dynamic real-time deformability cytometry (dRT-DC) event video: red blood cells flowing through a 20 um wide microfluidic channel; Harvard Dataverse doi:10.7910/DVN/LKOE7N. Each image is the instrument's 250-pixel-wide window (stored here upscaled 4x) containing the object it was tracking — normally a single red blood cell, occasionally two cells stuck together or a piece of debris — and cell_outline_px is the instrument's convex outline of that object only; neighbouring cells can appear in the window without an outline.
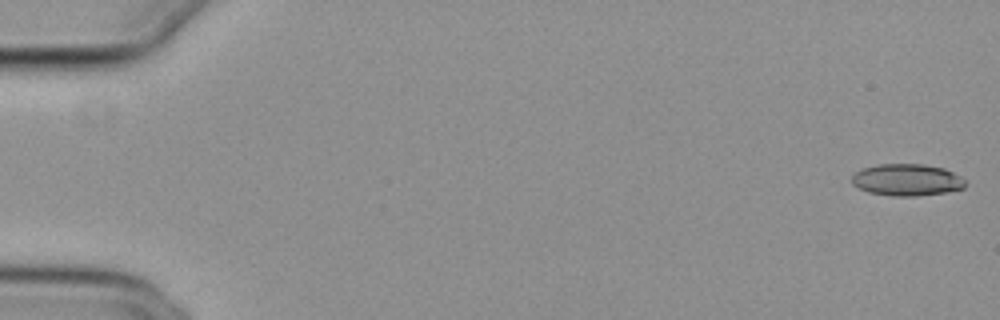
{"species": "common noctule bat (a hibernating species)", "species_latin": "Nyctalus noctula", "temperature_condition": "cold", "stored_images_in_passage": 54, "camera_frame_rate_fps": 3000, "um_per_image_px": 0.085, "animal": {"sex": "female", "body_mass_g": 29.2, "forearm_length_mm": 56.3}, "frame": {"image": 1, "passage_image": 1, "time_ms": 0.0, "image_size_px": [1000, 320], "cell_outline_px": [[964, 188], [944, 192], [916, 196], [892, 196], [868, 192], [852, 184], [852, 176], [856, 172], [864, 168], [880, 164], [924, 164], [944, 168], [960, 176], [964, 180]], "centroid_in_image_um": [77.07, 15.29], "position_along_channel_um": 7.9, "area_um2": 20.87}}
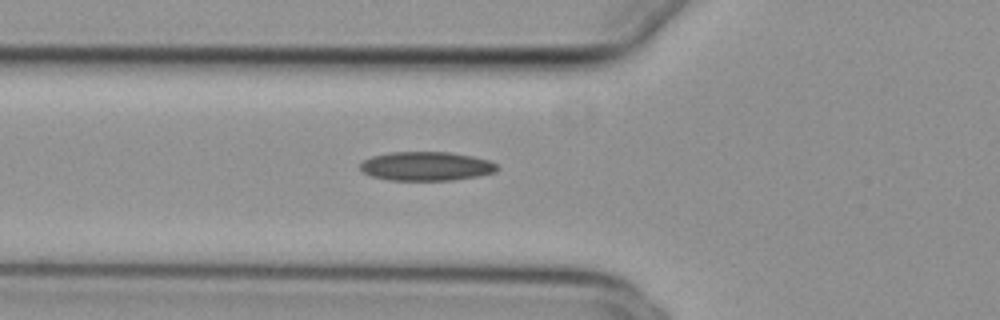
{"frame": {"image": 2, "passage_image": 20, "time_ms": 6.333, "image_size_px": [1000, 320], "cell_outline_px": [[500, 168], [496, 172], [476, 176], [452, 180], [388, 180], [372, 176], [364, 172], [360, 168], [360, 164], [364, 160], [372, 156], [388, 152], [448, 152], [472, 156], [488, 160], [496, 164]], "centroid_in_image_um": [36.23, 14.12], "position_along_channel_um": 89.6, "area_um2": 23.06}}
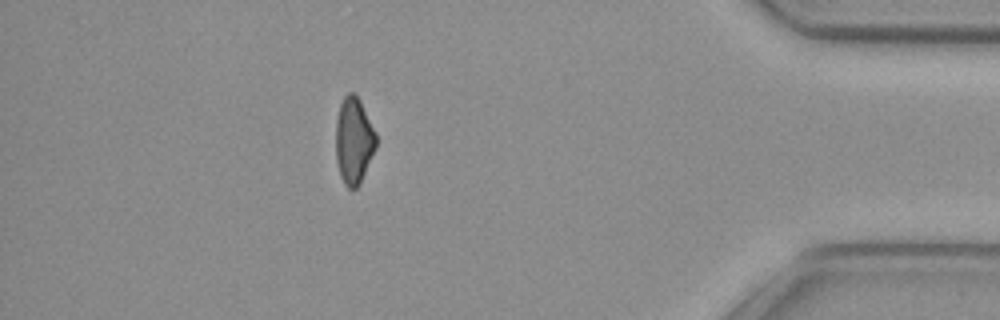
{"frame": {"image": 3, "passage_image": 48, "time_ms": 15.667, "image_size_px": [1000, 320], "cell_outline_px": [[376, 148], [360, 184], [356, 188], [348, 188], [344, 184], [340, 176], [336, 160], [336, 120], [340, 104], [344, 96], [348, 92], [352, 92], [360, 100], [376, 132]], "centroid_in_image_um": [30.07, 11.96], "position_along_channel_um": 405.1, "area_um2": 20.4}, "authors_computed_cell_mechanics": {"area_um2": 21.7906, "velocity_mm_per_s": 3.8516, "shape_relaxation_time_tau1_ms": 10.4476, "shape_relaxation_time_tau2_ms": null, "deformation_change_tau1": 0.1917, "deformation_change_tau2": null}}